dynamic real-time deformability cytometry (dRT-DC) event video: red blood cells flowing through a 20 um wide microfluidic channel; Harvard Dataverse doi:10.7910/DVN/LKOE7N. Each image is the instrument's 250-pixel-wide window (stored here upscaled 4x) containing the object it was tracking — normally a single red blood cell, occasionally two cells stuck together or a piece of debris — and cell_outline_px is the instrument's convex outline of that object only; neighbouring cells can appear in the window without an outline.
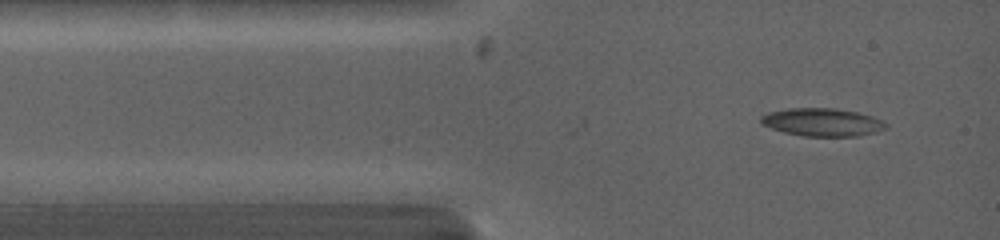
{"species": "common noctule bat (a hibernating species)", "species_latin": "Nyctalus noctula", "temperature_condition": "warm", "stored_images_in_passage": 10, "camera_frame_rate_fps": 5000, "um_per_image_px": 0.085, "animal": {"sex": "female", "body_mass_g": 19.0, "forearm_length_mm": 53.3}, "frame": {"image": 1, "passage_image": 1, "time_ms": 0.0, "image_size_px": [1000, 240], "cell_outline_px": [[888, 128], [876, 132], [860, 136], [804, 136], [784, 132], [760, 124], [760, 116], [768, 112], [788, 108], [836, 108], [856, 112], [872, 116], [888, 124]], "centroid_in_image_um": [69.89, 10.39], "position_along_channel_um": 15.1, "area_um2": 20.46}}